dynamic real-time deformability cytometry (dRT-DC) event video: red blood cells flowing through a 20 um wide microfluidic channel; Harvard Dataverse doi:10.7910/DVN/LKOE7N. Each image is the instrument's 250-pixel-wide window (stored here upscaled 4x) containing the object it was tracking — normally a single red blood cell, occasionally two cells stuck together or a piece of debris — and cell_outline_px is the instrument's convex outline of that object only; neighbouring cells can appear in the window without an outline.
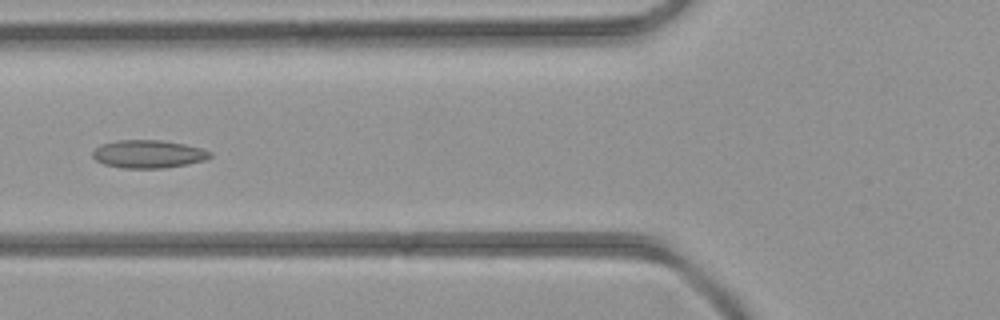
{"species": "common noctule bat (a hibernating species)", "species_latin": "Nyctalus noctula", "temperature_condition": "room temperature", "stored_images_in_passage": 7, "camera_frame_rate_fps": 3000, "um_per_image_px": 0.085, "animal": {"sex": "female", "body_mass_g": 21.9}, "frame": {"image": 1, "passage_image": 6, "time_ms": 5.667, "image_size_px": [1000, 320], "cell_outline_px": [[212, 156], [208, 160], [188, 164], [164, 168], [124, 168], [104, 164], [96, 160], [92, 156], [92, 152], [100, 144], [120, 140], [160, 140], [184, 144], [200, 148], [212, 152]], "centroid_in_image_um": [12.63, 13.1], "position_along_channel_um": 113.2, "area_um2": 19.19}}
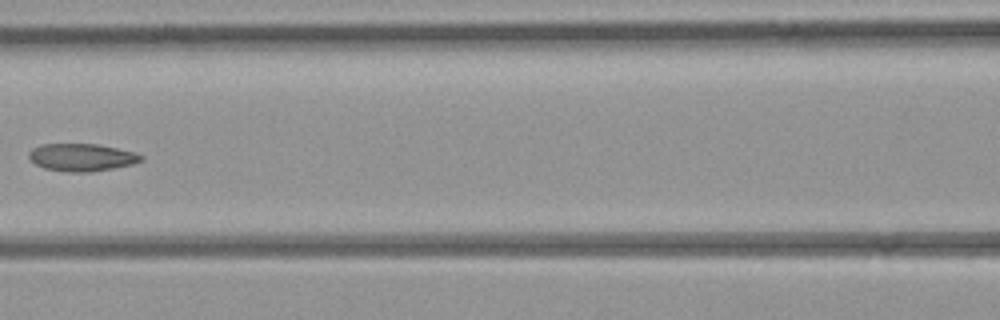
{"frame": {"image": 2, "passage_image": 7, "time_ms": 6.667, "image_size_px": [1000, 320], "cell_outline_px": [[144, 156], [140, 160], [132, 164], [92, 172], [68, 172], [44, 168], [36, 164], [28, 156], [28, 152], [32, 148], [40, 144], [96, 144], [136, 152]], "centroid_in_image_um": [6.92, 13.37], "position_along_channel_um": 159.7, "area_um2": 17.92}}